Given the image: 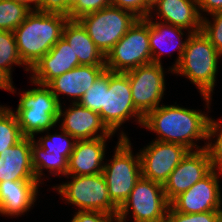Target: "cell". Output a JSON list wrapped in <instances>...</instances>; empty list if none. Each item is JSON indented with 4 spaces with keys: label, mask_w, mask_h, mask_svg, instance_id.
<instances>
[{
    "label": "cell",
    "mask_w": 222,
    "mask_h": 222,
    "mask_svg": "<svg viewBox=\"0 0 222 222\" xmlns=\"http://www.w3.org/2000/svg\"><path fill=\"white\" fill-rule=\"evenodd\" d=\"M68 19L61 14L32 10L13 31L20 58L29 69L62 37Z\"/></svg>",
    "instance_id": "cell-2"
},
{
    "label": "cell",
    "mask_w": 222,
    "mask_h": 222,
    "mask_svg": "<svg viewBox=\"0 0 222 222\" xmlns=\"http://www.w3.org/2000/svg\"><path fill=\"white\" fill-rule=\"evenodd\" d=\"M80 66L77 56L67 41L61 37L51 50L31 69V79L35 83L47 85L52 79Z\"/></svg>",
    "instance_id": "cell-16"
},
{
    "label": "cell",
    "mask_w": 222,
    "mask_h": 222,
    "mask_svg": "<svg viewBox=\"0 0 222 222\" xmlns=\"http://www.w3.org/2000/svg\"><path fill=\"white\" fill-rule=\"evenodd\" d=\"M148 20L149 41L152 56V63L162 64L161 56L163 53H170L173 50L178 51V57L175 63L168 69L173 72V69L179 64L183 51L186 47L188 37L192 34L187 32L186 39H182L184 30L181 27L173 26L161 21H153V18ZM183 30V31H182ZM185 40V41H182Z\"/></svg>",
    "instance_id": "cell-18"
},
{
    "label": "cell",
    "mask_w": 222,
    "mask_h": 222,
    "mask_svg": "<svg viewBox=\"0 0 222 222\" xmlns=\"http://www.w3.org/2000/svg\"><path fill=\"white\" fill-rule=\"evenodd\" d=\"M220 174L222 173L212 169L187 191L176 196L170 206L184 214L222 210Z\"/></svg>",
    "instance_id": "cell-13"
},
{
    "label": "cell",
    "mask_w": 222,
    "mask_h": 222,
    "mask_svg": "<svg viewBox=\"0 0 222 222\" xmlns=\"http://www.w3.org/2000/svg\"><path fill=\"white\" fill-rule=\"evenodd\" d=\"M159 0H144L145 5L151 10Z\"/></svg>",
    "instance_id": "cell-40"
},
{
    "label": "cell",
    "mask_w": 222,
    "mask_h": 222,
    "mask_svg": "<svg viewBox=\"0 0 222 222\" xmlns=\"http://www.w3.org/2000/svg\"><path fill=\"white\" fill-rule=\"evenodd\" d=\"M31 11L16 0H0V30L13 32Z\"/></svg>",
    "instance_id": "cell-26"
},
{
    "label": "cell",
    "mask_w": 222,
    "mask_h": 222,
    "mask_svg": "<svg viewBox=\"0 0 222 222\" xmlns=\"http://www.w3.org/2000/svg\"><path fill=\"white\" fill-rule=\"evenodd\" d=\"M112 5L111 0H78L69 12V19L77 20L80 17L97 12Z\"/></svg>",
    "instance_id": "cell-33"
},
{
    "label": "cell",
    "mask_w": 222,
    "mask_h": 222,
    "mask_svg": "<svg viewBox=\"0 0 222 222\" xmlns=\"http://www.w3.org/2000/svg\"><path fill=\"white\" fill-rule=\"evenodd\" d=\"M23 138L16 115L10 107L5 105L0 110V154Z\"/></svg>",
    "instance_id": "cell-25"
},
{
    "label": "cell",
    "mask_w": 222,
    "mask_h": 222,
    "mask_svg": "<svg viewBox=\"0 0 222 222\" xmlns=\"http://www.w3.org/2000/svg\"><path fill=\"white\" fill-rule=\"evenodd\" d=\"M78 0H40L37 11L51 14H61L69 18L70 10Z\"/></svg>",
    "instance_id": "cell-34"
},
{
    "label": "cell",
    "mask_w": 222,
    "mask_h": 222,
    "mask_svg": "<svg viewBox=\"0 0 222 222\" xmlns=\"http://www.w3.org/2000/svg\"><path fill=\"white\" fill-rule=\"evenodd\" d=\"M108 138L112 137L76 140L74 149L68 159L67 175L79 176L102 173Z\"/></svg>",
    "instance_id": "cell-20"
},
{
    "label": "cell",
    "mask_w": 222,
    "mask_h": 222,
    "mask_svg": "<svg viewBox=\"0 0 222 222\" xmlns=\"http://www.w3.org/2000/svg\"><path fill=\"white\" fill-rule=\"evenodd\" d=\"M210 15L213 20H208L207 17L202 18L201 31L222 55V11Z\"/></svg>",
    "instance_id": "cell-31"
},
{
    "label": "cell",
    "mask_w": 222,
    "mask_h": 222,
    "mask_svg": "<svg viewBox=\"0 0 222 222\" xmlns=\"http://www.w3.org/2000/svg\"><path fill=\"white\" fill-rule=\"evenodd\" d=\"M119 134L113 158L109 163H104L102 171L111 202L118 209L141 177L139 153L133 154L131 141L123 130Z\"/></svg>",
    "instance_id": "cell-5"
},
{
    "label": "cell",
    "mask_w": 222,
    "mask_h": 222,
    "mask_svg": "<svg viewBox=\"0 0 222 222\" xmlns=\"http://www.w3.org/2000/svg\"><path fill=\"white\" fill-rule=\"evenodd\" d=\"M217 222H222V211L220 212V215H219V218H218Z\"/></svg>",
    "instance_id": "cell-41"
},
{
    "label": "cell",
    "mask_w": 222,
    "mask_h": 222,
    "mask_svg": "<svg viewBox=\"0 0 222 222\" xmlns=\"http://www.w3.org/2000/svg\"><path fill=\"white\" fill-rule=\"evenodd\" d=\"M139 151L141 177L163 185L190 150L181 144L154 140Z\"/></svg>",
    "instance_id": "cell-12"
},
{
    "label": "cell",
    "mask_w": 222,
    "mask_h": 222,
    "mask_svg": "<svg viewBox=\"0 0 222 222\" xmlns=\"http://www.w3.org/2000/svg\"><path fill=\"white\" fill-rule=\"evenodd\" d=\"M70 106L65 110L64 106L60 105L57 123H60L61 120L60 128L76 140H90L114 135L102 122L99 113L85 108L78 102H72Z\"/></svg>",
    "instance_id": "cell-15"
},
{
    "label": "cell",
    "mask_w": 222,
    "mask_h": 222,
    "mask_svg": "<svg viewBox=\"0 0 222 222\" xmlns=\"http://www.w3.org/2000/svg\"><path fill=\"white\" fill-rule=\"evenodd\" d=\"M221 56L202 31L192 33L179 64L173 69V74L186 76L197 86L209 110Z\"/></svg>",
    "instance_id": "cell-3"
},
{
    "label": "cell",
    "mask_w": 222,
    "mask_h": 222,
    "mask_svg": "<svg viewBox=\"0 0 222 222\" xmlns=\"http://www.w3.org/2000/svg\"><path fill=\"white\" fill-rule=\"evenodd\" d=\"M197 4L202 18L204 17L202 11L208 13L207 16L222 11V0H197Z\"/></svg>",
    "instance_id": "cell-37"
},
{
    "label": "cell",
    "mask_w": 222,
    "mask_h": 222,
    "mask_svg": "<svg viewBox=\"0 0 222 222\" xmlns=\"http://www.w3.org/2000/svg\"><path fill=\"white\" fill-rule=\"evenodd\" d=\"M150 63L148 20L138 19L105 56L106 70L125 73Z\"/></svg>",
    "instance_id": "cell-9"
},
{
    "label": "cell",
    "mask_w": 222,
    "mask_h": 222,
    "mask_svg": "<svg viewBox=\"0 0 222 222\" xmlns=\"http://www.w3.org/2000/svg\"><path fill=\"white\" fill-rule=\"evenodd\" d=\"M0 89L15 93V87L13 86L12 76L7 72L0 69Z\"/></svg>",
    "instance_id": "cell-38"
},
{
    "label": "cell",
    "mask_w": 222,
    "mask_h": 222,
    "mask_svg": "<svg viewBox=\"0 0 222 222\" xmlns=\"http://www.w3.org/2000/svg\"><path fill=\"white\" fill-rule=\"evenodd\" d=\"M37 88L20 94L19 104L13 111L24 137H33L57 126L60 104L47 85L35 83Z\"/></svg>",
    "instance_id": "cell-4"
},
{
    "label": "cell",
    "mask_w": 222,
    "mask_h": 222,
    "mask_svg": "<svg viewBox=\"0 0 222 222\" xmlns=\"http://www.w3.org/2000/svg\"><path fill=\"white\" fill-rule=\"evenodd\" d=\"M153 13L157 15L156 19L162 20L161 22L181 27L191 33L201 31L202 16L197 0H159L146 18H155Z\"/></svg>",
    "instance_id": "cell-19"
},
{
    "label": "cell",
    "mask_w": 222,
    "mask_h": 222,
    "mask_svg": "<svg viewBox=\"0 0 222 222\" xmlns=\"http://www.w3.org/2000/svg\"><path fill=\"white\" fill-rule=\"evenodd\" d=\"M71 222H120L118 213H104L97 211H78Z\"/></svg>",
    "instance_id": "cell-35"
},
{
    "label": "cell",
    "mask_w": 222,
    "mask_h": 222,
    "mask_svg": "<svg viewBox=\"0 0 222 222\" xmlns=\"http://www.w3.org/2000/svg\"><path fill=\"white\" fill-rule=\"evenodd\" d=\"M212 170L207 150L189 151L174 168L163 184L165 196L171 202L180 193L187 191Z\"/></svg>",
    "instance_id": "cell-14"
},
{
    "label": "cell",
    "mask_w": 222,
    "mask_h": 222,
    "mask_svg": "<svg viewBox=\"0 0 222 222\" xmlns=\"http://www.w3.org/2000/svg\"><path fill=\"white\" fill-rule=\"evenodd\" d=\"M139 18L133 13L110 5L77 19L104 56Z\"/></svg>",
    "instance_id": "cell-6"
},
{
    "label": "cell",
    "mask_w": 222,
    "mask_h": 222,
    "mask_svg": "<svg viewBox=\"0 0 222 222\" xmlns=\"http://www.w3.org/2000/svg\"><path fill=\"white\" fill-rule=\"evenodd\" d=\"M209 119V115L200 110L162 103L144 117L142 127L156 133V141L177 143L196 151L206 148L196 142L207 140Z\"/></svg>",
    "instance_id": "cell-1"
},
{
    "label": "cell",
    "mask_w": 222,
    "mask_h": 222,
    "mask_svg": "<svg viewBox=\"0 0 222 222\" xmlns=\"http://www.w3.org/2000/svg\"><path fill=\"white\" fill-rule=\"evenodd\" d=\"M221 211L222 210L184 214L175 211L171 206H169L166 222H217Z\"/></svg>",
    "instance_id": "cell-32"
},
{
    "label": "cell",
    "mask_w": 222,
    "mask_h": 222,
    "mask_svg": "<svg viewBox=\"0 0 222 222\" xmlns=\"http://www.w3.org/2000/svg\"><path fill=\"white\" fill-rule=\"evenodd\" d=\"M33 137H24L0 154V182L37 180L32 165Z\"/></svg>",
    "instance_id": "cell-22"
},
{
    "label": "cell",
    "mask_w": 222,
    "mask_h": 222,
    "mask_svg": "<svg viewBox=\"0 0 222 222\" xmlns=\"http://www.w3.org/2000/svg\"><path fill=\"white\" fill-rule=\"evenodd\" d=\"M169 206L163 185L140 177L118 209V218L126 222L127 216L132 214L133 222H166Z\"/></svg>",
    "instance_id": "cell-8"
},
{
    "label": "cell",
    "mask_w": 222,
    "mask_h": 222,
    "mask_svg": "<svg viewBox=\"0 0 222 222\" xmlns=\"http://www.w3.org/2000/svg\"><path fill=\"white\" fill-rule=\"evenodd\" d=\"M135 109L145 117L160 106L165 91V72L162 64L150 63L126 72Z\"/></svg>",
    "instance_id": "cell-11"
},
{
    "label": "cell",
    "mask_w": 222,
    "mask_h": 222,
    "mask_svg": "<svg viewBox=\"0 0 222 222\" xmlns=\"http://www.w3.org/2000/svg\"><path fill=\"white\" fill-rule=\"evenodd\" d=\"M108 88L109 71L105 70L91 88L85 92L78 103L100 114L101 109L104 107L105 90H108Z\"/></svg>",
    "instance_id": "cell-30"
},
{
    "label": "cell",
    "mask_w": 222,
    "mask_h": 222,
    "mask_svg": "<svg viewBox=\"0 0 222 222\" xmlns=\"http://www.w3.org/2000/svg\"><path fill=\"white\" fill-rule=\"evenodd\" d=\"M12 65H19V67L22 65L25 66V71H30L20 58L14 33L0 30V69L11 76Z\"/></svg>",
    "instance_id": "cell-27"
},
{
    "label": "cell",
    "mask_w": 222,
    "mask_h": 222,
    "mask_svg": "<svg viewBox=\"0 0 222 222\" xmlns=\"http://www.w3.org/2000/svg\"><path fill=\"white\" fill-rule=\"evenodd\" d=\"M39 187L37 180L0 182V214L18 217L29 212L37 200Z\"/></svg>",
    "instance_id": "cell-21"
},
{
    "label": "cell",
    "mask_w": 222,
    "mask_h": 222,
    "mask_svg": "<svg viewBox=\"0 0 222 222\" xmlns=\"http://www.w3.org/2000/svg\"><path fill=\"white\" fill-rule=\"evenodd\" d=\"M50 130L51 129L45 131V133L47 132V135L45 134V136H41L39 140H35L34 138V142L46 152L54 153L55 155L62 154L69 159V156L74 149L76 139L62 129L60 132L61 134L55 133L53 135L49 133Z\"/></svg>",
    "instance_id": "cell-28"
},
{
    "label": "cell",
    "mask_w": 222,
    "mask_h": 222,
    "mask_svg": "<svg viewBox=\"0 0 222 222\" xmlns=\"http://www.w3.org/2000/svg\"><path fill=\"white\" fill-rule=\"evenodd\" d=\"M115 7L133 13L139 19L148 17L150 9L145 5L144 0H111Z\"/></svg>",
    "instance_id": "cell-36"
},
{
    "label": "cell",
    "mask_w": 222,
    "mask_h": 222,
    "mask_svg": "<svg viewBox=\"0 0 222 222\" xmlns=\"http://www.w3.org/2000/svg\"><path fill=\"white\" fill-rule=\"evenodd\" d=\"M68 176L71 181L53 187L66 203L77 206L78 211L118 213V208L111 202L102 173L65 177Z\"/></svg>",
    "instance_id": "cell-7"
},
{
    "label": "cell",
    "mask_w": 222,
    "mask_h": 222,
    "mask_svg": "<svg viewBox=\"0 0 222 222\" xmlns=\"http://www.w3.org/2000/svg\"><path fill=\"white\" fill-rule=\"evenodd\" d=\"M19 3L25 4L31 10H37L38 4L40 0H16ZM33 4V5H31Z\"/></svg>",
    "instance_id": "cell-39"
},
{
    "label": "cell",
    "mask_w": 222,
    "mask_h": 222,
    "mask_svg": "<svg viewBox=\"0 0 222 222\" xmlns=\"http://www.w3.org/2000/svg\"><path fill=\"white\" fill-rule=\"evenodd\" d=\"M100 118L112 132L134 118L142 126L144 117L135 109L127 73L109 71V88L105 90L104 107Z\"/></svg>",
    "instance_id": "cell-10"
},
{
    "label": "cell",
    "mask_w": 222,
    "mask_h": 222,
    "mask_svg": "<svg viewBox=\"0 0 222 222\" xmlns=\"http://www.w3.org/2000/svg\"><path fill=\"white\" fill-rule=\"evenodd\" d=\"M5 106L0 105V110H2Z\"/></svg>",
    "instance_id": "cell-42"
},
{
    "label": "cell",
    "mask_w": 222,
    "mask_h": 222,
    "mask_svg": "<svg viewBox=\"0 0 222 222\" xmlns=\"http://www.w3.org/2000/svg\"><path fill=\"white\" fill-rule=\"evenodd\" d=\"M62 37L72 48L80 65L105 66V56L78 20H67Z\"/></svg>",
    "instance_id": "cell-23"
},
{
    "label": "cell",
    "mask_w": 222,
    "mask_h": 222,
    "mask_svg": "<svg viewBox=\"0 0 222 222\" xmlns=\"http://www.w3.org/2000/svg\"><path fill=\"white\" fill-rule=\"evenodd\" d=\"M211 139L215 141H212ZM207 140V143L204 144L206 145L205 149L207 150L211 161V167L222 173V119L218 122L212 118L209 119Z\"/></svg>",
    "instance_id": "cell-29"
},
{
    "label": "cell",
    "mask_w": 222,
    "mask_h": 222,
    "mask_svg": "<svg viewBox=\"0 0 222 222\" xmlns=\"http://www.w3.org/2000/svg\"><path fill=\"white\" fill-rule=\"evenodd\" d=\"M32 165L35 171V178L41 184L44 169H49L51 175H67L68 159L62 155H55L54 153L46 152L39 147L34 141L32 142Z\"/></svg>",
    "instance_id": "cell-24"
},
{
    "label": "cell",
    "mask_w": 222,
    "mask_h": 222,
    "mask_svg": "<svg viewBox=\"0 0 222 222\" xmlns=\"http://www.w3.org/2000/svg\"><path fill=\"white\" fill-rule=\"evenodd\" d=\"M105 70L106 66L80 65L55 77L47 86L60 105V94L71 97L72 102L77 103Z\"/></svg>",
    "instance_id": "cell-17"
}]
</instances>
